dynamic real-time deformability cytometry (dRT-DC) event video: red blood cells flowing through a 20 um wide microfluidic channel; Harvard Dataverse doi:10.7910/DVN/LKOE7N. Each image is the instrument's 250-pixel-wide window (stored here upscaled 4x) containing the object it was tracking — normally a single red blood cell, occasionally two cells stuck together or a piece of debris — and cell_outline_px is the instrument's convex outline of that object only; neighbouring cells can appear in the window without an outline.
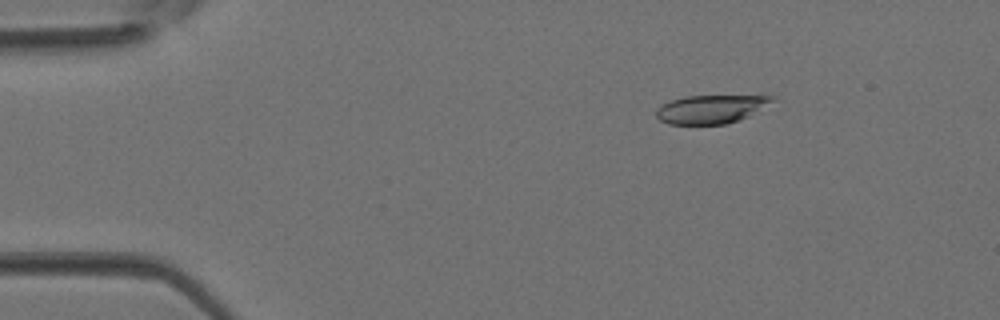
{"species": "Egyptian fruit bat (a non-hibernating species)", "species_latin": "Rousettus aegyptiacus", "temperature_condition": "room temperature", "stored_images_in_passage": 3, "camera_frame_rate_fps": 3000, "um_per_image_px": 0.085, "animal": {"sex": "female"}, "frame": {"image": 1, "passage_image": 1, "time_ms": 0.0, "image_size_px": [1000, 320], "cell_outline_px": [[780, 100], [740, 120], [724, 124], [668, 124], [660, 120], [656, 116], [656, 108], [660, 104], [684, 96], [768, 92], [776, 96]], "centroid_in_image_um": [60.64, 9.19], "position_along_channel_um": 24.4, "area_um2": 20.81}}
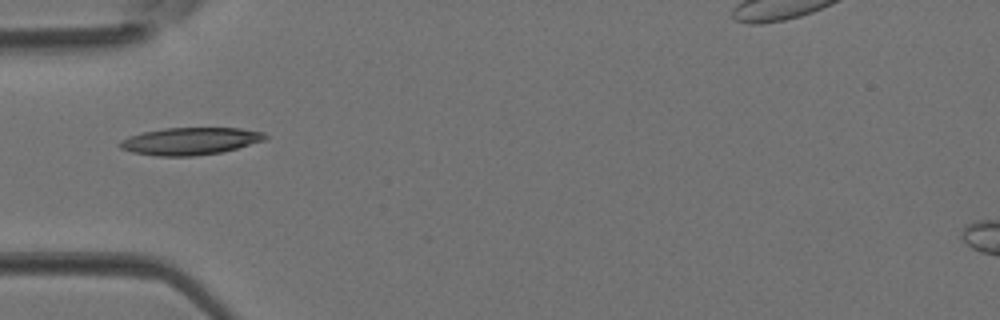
{"frame": {"image": 2, "passage_image": 3, "time_ms": 0.667, "image_size_px": [1000, 320], "cell_outline_px": [[268, 136], [264, 140], [236, 148], [220, 152], [196, 156], [156, 156], [132, 152], [120, 148], [120, 140], [128, 136], [144, 132], [164, 128], [240, 128], [264, 132]], "centroid_in_image_um": [16.15, 11.99], "position_along_channel_um": 68.9, "area_um2": 23.0}}